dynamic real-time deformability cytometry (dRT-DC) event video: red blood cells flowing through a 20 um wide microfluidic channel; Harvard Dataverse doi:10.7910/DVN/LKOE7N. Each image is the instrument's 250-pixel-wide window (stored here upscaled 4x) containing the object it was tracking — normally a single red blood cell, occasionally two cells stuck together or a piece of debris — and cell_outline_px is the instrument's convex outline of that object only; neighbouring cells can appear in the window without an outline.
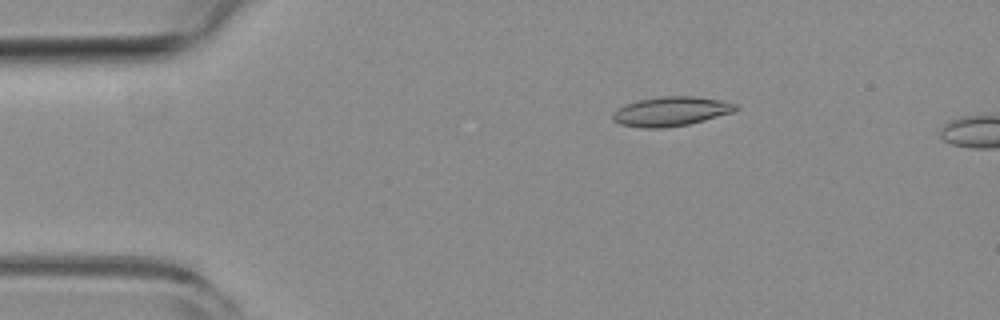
{"species": "common noctule bat (a hibernating species)", "species_latin": "Nyctalus noctula", "temperature_condition": "room temperature", "stored_images_in_passage": 12, "camera_frame_rate_fps": 3000, "um_per_image_px": 0.085, "animal": {"sex": "female", "body_mass_g": 19.3, "forearm_length_mm": 54.1}, "frame": {"image": 1, "passage_image": 9, "time_ms": 2.667, "image_size_px": [1000, 320], "cell_outline_px": [[740, 108], [732, 112], [704, 120], [688, 124], [664, 128], [640, 128], [620, 124], [612, 120], [612, 112], [616, 108], [624, 104], [640, 100], [660, 96], [696, 96], [720, 100], [736, 104]], "centroid_in_image_um": [56.98, 9.47], "position_along_channel_um": 28.0, "area_um2": 21.15}}